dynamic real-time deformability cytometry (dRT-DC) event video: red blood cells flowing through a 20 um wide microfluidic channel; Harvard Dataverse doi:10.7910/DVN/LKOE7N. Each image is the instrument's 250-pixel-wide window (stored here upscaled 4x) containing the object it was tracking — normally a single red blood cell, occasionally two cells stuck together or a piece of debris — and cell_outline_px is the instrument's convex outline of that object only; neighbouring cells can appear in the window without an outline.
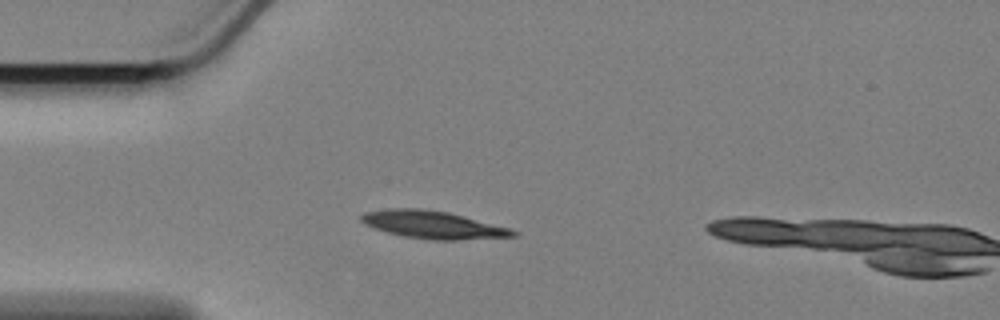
{"species": "Egyptian fruit bat (a non-hibernating species)", "species_latin": "Rousettus aegyptiacus", "temperature_condition": "cold", "stored_images_in_passage": 17, "camera_frame_rate_fps": 3000, "um_per_image_px": 0.085, "animal": {"sex": "female"}, "frame": {"image": 1, "passage_image": 15, "time_ms": 4.667, "image_size_px": [1000, 320], "cell_outline_px": [[520, 232], [516, 236], [456, 240], [432, 240], [404, 236], [388, 232], [364, 224], [360, 220], [360, 216], [364, 212], [388, 208], [420, 208], [448, 212], [512, 228]], "centroid_in_image_um": [36.83, 19.1], "position_along_channel_um": 48.2, "area_um2": 24.51}}